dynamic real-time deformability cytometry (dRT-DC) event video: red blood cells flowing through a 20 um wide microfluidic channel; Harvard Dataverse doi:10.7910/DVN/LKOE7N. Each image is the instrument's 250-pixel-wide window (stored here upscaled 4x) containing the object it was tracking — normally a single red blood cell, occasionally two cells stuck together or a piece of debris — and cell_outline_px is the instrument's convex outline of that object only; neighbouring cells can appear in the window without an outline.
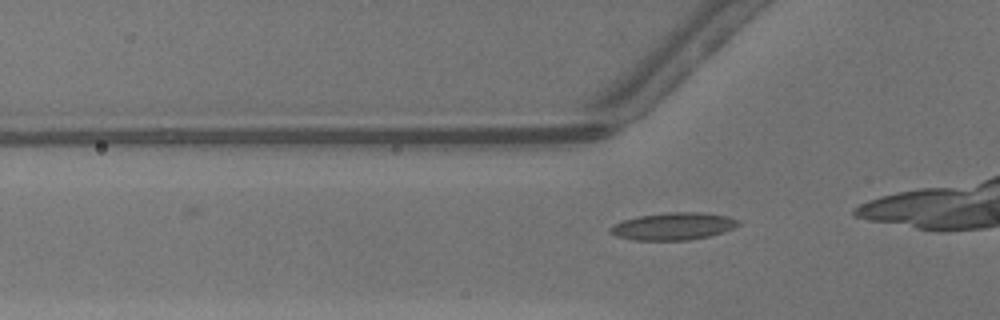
{"species": "common noctule bat (a hibernating species)", "species_latin": "Nyctalus noctula", "temperature_condition": "warm", "stored_images_in_passage": 7, "camera_frame_rate_fps": 3000, "um_per_image_px": 0.085, "animal": {"sex": "male", "body_mass_g": 13.3}, "frame": {"image": 1, "passage_image": 7, "time_ms": 2.0, "image_size_px": [1000, 320], "cell_outline_px": [[740, 224], [724, 232], [708, 236], [688, 240], [632, 240], [616, 236], [608, 232], [608, 228], [624, 220], [640, 216], [668, 212], [700, 212], [728, 216], [740, 220]], "centroid_in_image_um": [57.23, 19.23], "position_along_channel_um": 68.6, "area_um2": 20.35}}